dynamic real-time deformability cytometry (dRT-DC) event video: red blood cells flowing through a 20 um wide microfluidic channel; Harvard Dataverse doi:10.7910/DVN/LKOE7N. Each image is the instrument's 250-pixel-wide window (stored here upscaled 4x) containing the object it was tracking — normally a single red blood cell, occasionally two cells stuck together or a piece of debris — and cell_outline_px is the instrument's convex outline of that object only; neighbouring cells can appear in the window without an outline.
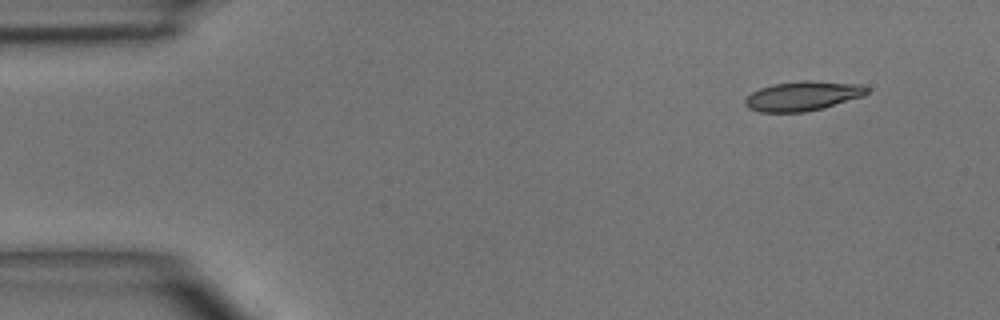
{"species": "common noctule bat (a hibernating species)", "species_latin": "Nyctalus noctula", "temperature_condition": "room temperature", "stored_images_in_passage": 3, "camera_frame_rate_fps": 3000, "um_per_image_px": 0.085, "animal": {"sex": "male", "body_mass_g": 15.6}, "frame": {"image": 1, "passage_image": 1, "time_ms": 0.0, "image_size_px": [1000, 320], "cell_outline_px": [[868, 92], [864, 96], [820, 108], [804, 112], [760, 112], [748, 108], [744, 104], [744, 100], [752, 92], [760, 88], [772, 84], [800, 80], [812, 80], [864, 84], [868, 88]], "centroid_in_image_um": [68.23, 8.14], "position_along_channel_um": 16.8, "area_um2": 21.04}}